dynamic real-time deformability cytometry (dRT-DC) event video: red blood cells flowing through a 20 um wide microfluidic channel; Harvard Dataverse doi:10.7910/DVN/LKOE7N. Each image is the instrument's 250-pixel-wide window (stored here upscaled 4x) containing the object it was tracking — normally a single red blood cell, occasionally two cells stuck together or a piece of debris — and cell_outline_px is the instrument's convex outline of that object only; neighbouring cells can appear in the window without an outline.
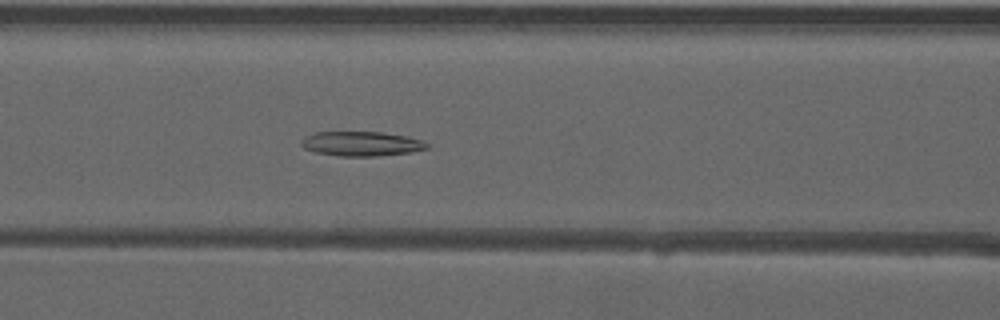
{"species": "common noctule bat (a hibernating species)", "species_latin": "Nyctalus noctula", "temperature_condition": "warm", "stored_images_in_passage": 52, "camera_frame_rate_fps": 3000, "um_per_image_px": 0.085, "animal": {"sex": "male", "forearm_length_mm": 52.5}, "frame": {"image": 1, "passage_image": 23, "time_ms": 7.333, "image_size_px": [1000, 320], "cell_outline_px": [[432, 144], [428, 148], [412, 152], [376, 156], [340, 156], [316, 152], [304, 148], [300, 144], [300, 140], [316, 132], [380, 132], [408, 136], [424, 140]], "centroid_in_image_um": [30.79, 12.22], "position_along_channel_um": 135.8, "area_um2": 18.09}}
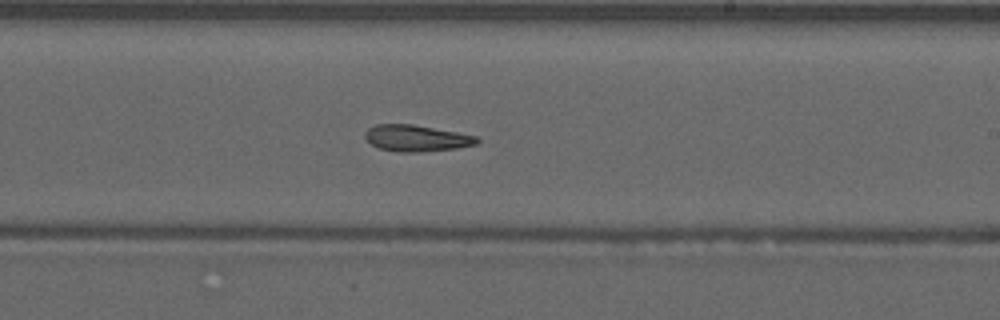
{"frame": {"image": 2, "passage_image": 32, "time_ms": 10.333, "image_size_px": [1000, 320], "cell_outline_px": [[480, 140], [476, 144], [456, 148], [420, 152], [396, 152], [380, 148], [372, 144], [364, 136], [364, 132], [368, 128], [376, 124], [412, 124], [456, 132], [476, 136]], "centroid_in_image_um": [35.37, 11.74], "position_along_channel_um": 253.6, "area_um2": 17.11}}
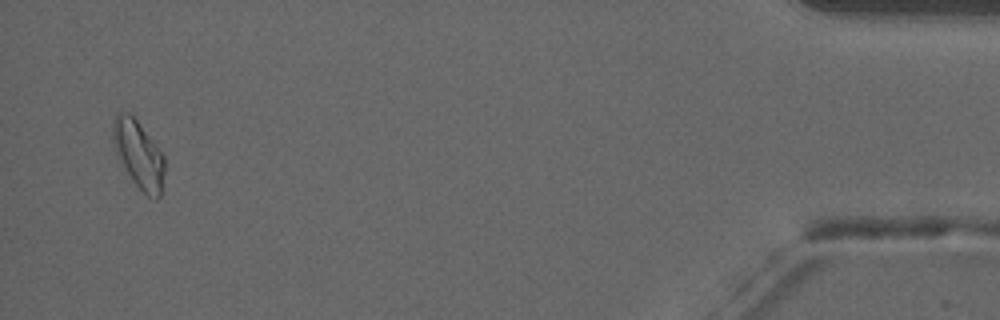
{"frame": {"image": 3, "passage_image": 51, "time_ms": 16.667, "image_size_px": [1000, 320], "cell_outline_px": [[164, 172], [160, 196], [156, 200], [148, 196], [132, 180], [112, 140], [112, 124], [116, 116], [120, 112], [128, 112], [136, 120], [164, 156]], "centroid_in_image_um": [11.8, 13.13], "position_along_channel_um": 423.4, "area_um2": 19.48}, "authors_computed_cell_mechanics": {"area_um2": 18.7561, "velocity_mm_per_s": 3.9381, "shape_relaxation_time_tau1_ms": null, "shape_relaxation_time_tau2_ms": 3.0809, "deformation_change_tau1": null, "deformation_change_tau2": 0.1069}}